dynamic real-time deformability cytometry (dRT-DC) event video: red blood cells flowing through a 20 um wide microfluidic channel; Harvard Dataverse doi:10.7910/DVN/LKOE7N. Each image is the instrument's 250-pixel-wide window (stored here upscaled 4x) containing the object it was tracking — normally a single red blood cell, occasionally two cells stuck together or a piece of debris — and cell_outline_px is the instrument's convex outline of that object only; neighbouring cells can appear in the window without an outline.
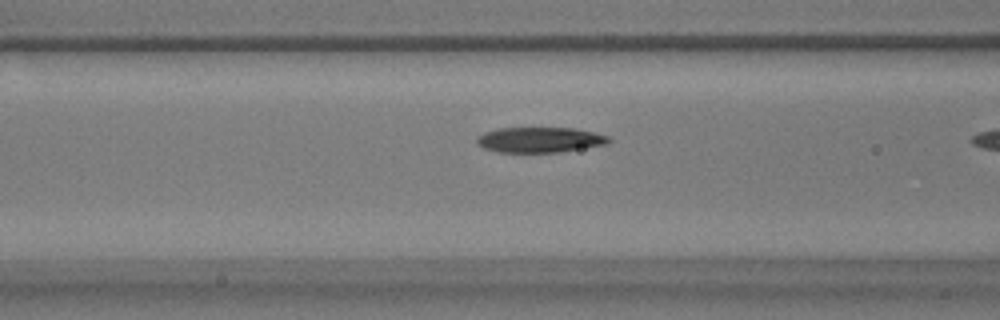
{"species": "common noctule bat (a hibernating species)", "species_latin": "Nyctalus noctula", "temperature_condition": "warm", "stored_images_in_passage": 9, "camera_frame_rate_fps": 3000, "um_per_image_px": 0.085, "animal": {"sex": "male", "body_mass_g": 17.9}, "frame": {"image": 1, "passage_image": 8, "time_ms": 2.333, "image_size_px": [1000, 320], "cell_outline_px": [[612, 140], [608, 144], [560, 152], [496, 152], [484, 148], [476, 144], [476, 136], [484, 132], [500, 128], [576, 128], [608, 136]], "centroid_in_image_um": [45.86, 11.88], "position_along_channel_um": 120.7, "area_um2": 19.59}}